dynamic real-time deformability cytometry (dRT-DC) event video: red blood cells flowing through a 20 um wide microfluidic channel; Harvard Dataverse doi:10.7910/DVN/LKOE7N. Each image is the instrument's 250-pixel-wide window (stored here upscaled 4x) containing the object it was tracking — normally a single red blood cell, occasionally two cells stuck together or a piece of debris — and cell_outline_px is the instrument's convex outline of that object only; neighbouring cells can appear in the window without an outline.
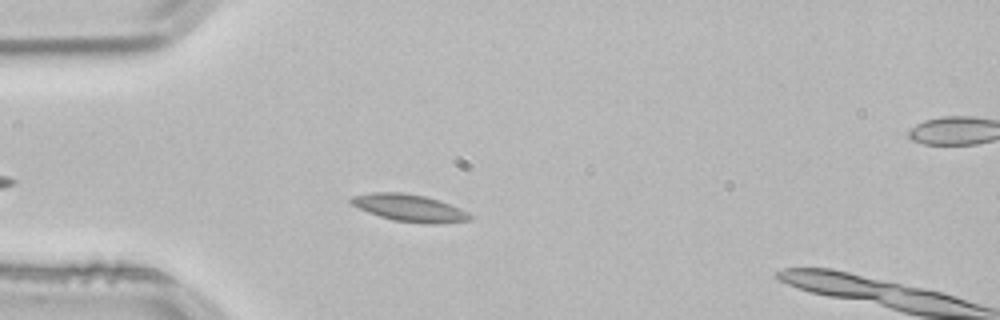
{"species": "common noctule bat (a hibernating species)", "species_latin": "Nyctalus noctula", "temperature_condition": "room temperature", "stored_images_in_passage": 40, "camera_frame_rate_fps": 3000, "um_per_image_px": 0.085, "animal": {"sex": "male", "body_mass_g": 21.5, "forearm_length_mm": 52.0}, "frame": {"image": 1, "passage_image": 7, "time_ms": 2.0, "image_size_px": [1000, 320], "cell_outline_px": [[472, 220], [440, 224], [424, 224], [392, 220], [368, 212], [352, 204], [348, 200], [352, 196], [372, 192], [404, 192], [424, 196], [448, 204], [468, 212], [472, 216]], "centroid_in_image_um": [34.8, 17.68], "position_along_channel_um": 50.2, "area_um2": 18.79}}
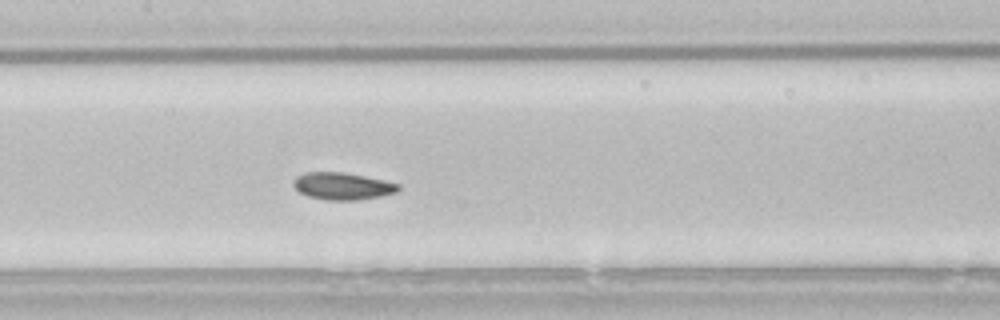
{"frame": {"image": 2, "passage_image": 18, "time_ms": 5.667, "image_size_px": [1000, 320], "cell_outline_px": [[400, 188], [396, 192], [380, 196], [360, 200], [324, 200], [308, 196], [300, 192], [292, 184], [292, 180], [296, 176], [308, 172], [344, 172], [384, 180], [400, 184]], "centroid_in_image_um": [29.1, 15.82], "position_along_channel_um": 178.3, "area_um2": 16.65}, "authors_computed_cell_mechanics": {"area_um2": 16.8776, "velocity_mm_per_s": 3.8039, "shape_relaxation_time_tau1_ms": null, "shape_relaxation_time_tau2_ms": 3.5026, "deformation_change_tau1": null, "deformation_change_tau2": 0.0717}}